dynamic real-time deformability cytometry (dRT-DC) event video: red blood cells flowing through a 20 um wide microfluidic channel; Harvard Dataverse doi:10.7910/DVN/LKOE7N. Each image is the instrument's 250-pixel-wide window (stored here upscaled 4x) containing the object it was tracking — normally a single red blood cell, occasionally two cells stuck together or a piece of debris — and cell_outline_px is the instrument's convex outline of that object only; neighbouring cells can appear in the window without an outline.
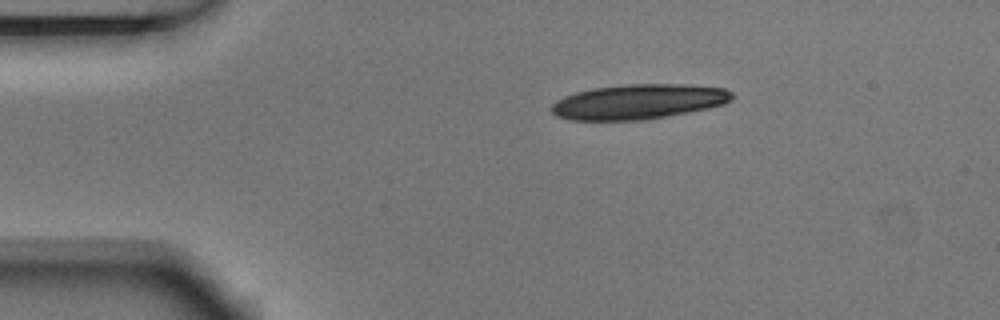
{"species": "Egyptian fruit bat (a non-hibernating species)", "species_latin": "Rousettus aegyptiacus", "temperature_condition": "room temperature", "stored_images_in_passage": 2, "camera_frame_rate_fps": 3000, "um_per_image_px": 0.085, "animal": {"sex": "male"}, "frame": {"image": 1, "passage_image": 1, "time_ms": 0.0, "image_size_px": [1000, 320], "cell_outline_px": [[732, 96], [724, 104], [708, 108], [688, 112], [644, 120], [568, 120], [556, 116], [552, 112], [552, 104], [556, 100], [564, 96], [576, 92], [592, 88], [628, 84], [688, 84], [724, 88], [732, 92]], "centroid_in_image_um": [54.24, 8.64], "position_along_channel_um": 30.8, "area_um2": 36.7}}